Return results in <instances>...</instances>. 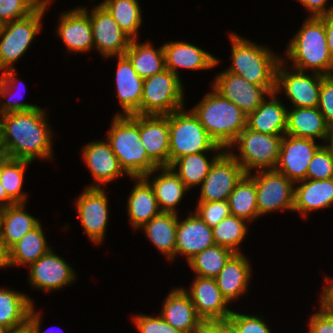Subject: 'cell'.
I'll use <instances>...</instances> for the list:
<instances>
[{
	"mask_svg": "<svg viewBox=\"0 0 333 333\" xmlns=\"http://www.w3.org/2000/svg\"><path fill=\"white\" fill-rule=\"evenodd\" d=\"M209 227H214L220 221L231 215L230 206L227 200L197 202L194 211Z\"/></svg>",
	"mask_w": 333,
	"mask_h": 333,
	"instance_id": "cell-45",
	"label": "cell"
},
{
	"mask_svg": "<svg viewBox=\"0 0 333 333\" xmlns=\"http://www.w3.org/2000/svg\"><path fill=\"white\" fill-rule=\"evenodd\" d=\"M181 77L165 69L144 79L140 115H169L185 108Z\"/></svg>",
	"mask_w": 333,
	"mask_h": 333,
	"instance_id": "cell-7",
	"label": "cell"
},
{
	"mask_svg": "<svg viewBox=\"0 0 333 333\" xmlns=\"http://www.w3.org/2000/svg\"><path fill=\"white\" fill-rule=\"evenodd\" d=\"M7 333H36L32 324L27 320L24 324L11 328Z\"/></svg>",
	"mask_w": 333,
	"mask_h": 333,
	"instance_id": "cell-59",
	"label": "cell"
},
{
	"mask_svg": "<svg viewBox=\"0 0 333 333\" xmlns=\"http://www.w3.org/2000/svg\"><path fill=\"white\" fill-rule=\"evenodd\" d=\"M32 12L23 0H0V25L27 17Z\"/></svg>",
	"mask_w": 333,
	"mask_h": 333,
	"instance_id": "cell-49",
	"label": "cell"
},
{
	"mask_svg": "<svg viewBox=\"0 0 333 333\" xmlns=\"http://www.w3.org/2000/svg\"><path fill=\"white\" fill-rule=\"evenodd\" d=\"M16 204L6 193L0 182V209Z\"/></svg>",
	"mask_w": 333,
	"mask_h": 333,
	"instance_id": "cell-60",
	"label": "cell"
},
{
	"mask_svg": "<svg viewBox=\"0 0 333 333\" xmlns=\"http://www.w3.org/2000/svg\"><path fill=\"white\" fill-rule=\"evenodd\" d=\"M318 109L333 128V75L325 76L321 81Z\"/></svg>",
	"mask_w": 333,
	"mask_h": 333,
	"instance_id": "cell-48",
	"label": "cell"
},
{
	"mask_svg": "<svg viewBox=\"0 0 333 333\" xmlns=\"http://www.w3.org/2000/svg\"><path fill=\"white\" fill-rule=\"evenodd\" d=\"M324 145L329 149L333 158V128L330 129L329 135L327 136Z\"/></svg>",
	"mask_w": 333,
	"mask_h": 333,
	"instance_id": "cell-61",
	"label": "cell"
},
{
	"mask_svg": "<svg viewBox=\"0 0 333 333\" xmlns=\"http://www.w3.org/2000/svg\"><path fill=\"white\" fill-rule=\"evenodd\" d=\"M211 86L247 115L260 106L266 99V95L269 96L270 93L275 92V88H263L227 70L218 73Z\"/></svg>",
	"mask_w": 333,
	"mask_h": 333,
	"instance_id": "cell-14",
	"label": "cell"
},
{
	"mask_svg": "<svg viewBox=\"0 0 333 333\" xmlns=\"http://www.w3.org/2000/svg\"><path fill=\"white\" fill-rule=\"evenodd\" d=\"M229 318L236 324L239 333H271L262 317L241 314L232 310Z\"/></svg>",
	"mask_w": 333,
	"mask_h": 333,
	"instance_id": "cell-47",
	"label": "cell"
},
{
	"mask_svg": "<svg viewBox=\"0 0 333 333\" xmlns=\"http://www.w3.org/2000/svg\"><path fill=\"white\" fill-rule=\"evenodd\" d=\"M56 32L68 52L85 53L94 48L93 33L87 8L75 7L60 14Z\"/></svg>",
	"mask_w": 333,
	"mask_h": 333,
	"instance_id": "cell-18",
	"label": "cell"
},
{
	"mask_svg": "<svg viewBox=\"0 0 333 333\" xmlns=\"http://www.w3.org/2000/svg\"><path fill=\"white\" fill-rule=\"evenodd\" d=\"M245 175L242 166L226 150L212 164L209 174L201 183L198 202L224 201Z\"/></svg>",
	"mask_w": 333,
	"mask_h": 333,
	"instance_id": "cell-12",
	"label": "cell"
},
{
	"mask_svg": "<svg viewBox=\"0 0 333 333\" xmlns=\"http://www.w3.org/2000/svg\"><path fill=\"white\" fill-rule=\"evenodd\" d=\"M227 201L231 215L241 217L248 222L260 217L256 199V184L248 174H245L236 184Z\"/></svg>",
	"mask_w": 333,
	"mask_h": 333,
	"instance_id": "cell-38",
	"label": "cell"
},
{
	"mask_svg": "<svg viewBox=\"0 0 333 333\" xmlns=\"http://www.w3.org/2000/svg\"><path fill=\"white\" fill-rule=\"evenodd\" d=\"M138 1L104 0L100 3L131 39H137L138 29L142 23V12Z\"/></svg>",
	"mask_w": 333,
	"mask_h": 333,
	"instance_id": "cell-39",
	"label": "cell"
},
{
	"mask_svg": "<svg viewBox=\"0 0 333 333\" xmlns=\"http://www.w3.org/2000/svg\"><path fill=\"white\" fill-rule=\"evenodd\" d=\"M184 291L190 296L197 314L206 323L214 319H226L232 313L222 296L215 278L195 276L190 288Z\"/></svg>",
	"mask_w": 333,
	"mask_h": 333,
	"instance_id": "cell-19",
	"label": "cell"
},
{
	"mask_svg": "<svg viewBox=\"0 0 333 333\" xmlns=\"http://www.w3.org/2000/svg\"><path fill=\"white\" fill-rule=\"evenodd\" d=\"M41 313L36 312L34 305L32 306V308L30 309L29 315H28V321L32 324V326L34 327V330L36 333H41ZM46 333V332H45Z\"/></svg>",
	"mask_w": 333,
	"mask_h": 333,
	"instance_id": "cell-56",
	"label": "cell"
},
{
	"mask_svg": "<svg viewBox=\"0 0 333 333\" xmlns=\"http://www.w3.org/2000/svg\"><path fill=\"white\" fill-rule=\"evenodd\" d=\"M33 11H46L53 0H23Z\"/></svg>",
	"mask_w": 333,
	"mask_h": 333,
	"instance_id": "cell-55",
	"label": "cell"
},
{
	"mask_svg": "<svg viewBox=\"0 0 333 333\" xmlns=\"http://www.w3.org/2000/svg\"><path fill=\"white\" fill-rule=\"evenodd\" d=\"M191 110L184 108L169 114V167L178 159L201 152H222Z\"/></svg>",
	"mask_w": 333,
	"mask_h": 333,
	"instance_id": "cell-6",
	"label": "cell"
},
{
	"mask_svg": "<svg viewBox=\"0 0 333 333\" xmlns=\"http://www.w3.org/2000/svg\"><path fill=\"white\" fill-rule=\"evenodd\" d=\"M333 178V158L329 149L323 144L309 163L306 179L324 180Z\"/></svg>",
	"mask_w": 333,
	"mask_h": 333,
	"instance_id": "cell-44",
	"label": "cell"
},
{
	"mask_svg": "<svg viewBox=\"0 0 333 333\" xmlns=\"http://www.w3.org/2000/svg\"><path fill=\"white\" fill-rule=\"evenodd\" d=\"M251 264L242 253H234L215 277L222 296L228 303L247 293L250 286Z\"/></svg>",
	"mask_w": 333,
	"mask_h": 333,
	"instance_id": "cell-26",
	"label": "cell"
},
{
	"mask_svg": "<svg viewBox=\"0 0 333 333\" xmlns=\"http://www.w3.org/2000/svg\"><path fill=\"white\" fill-rule=\"evenodd\" d=\"M0 98L6 99L3 100L0 107V115L11 113V112H19V111H28L32 109L38 108L37 105L28 104L25 102L19 101V99H9L12 98V94L15 93V89L18 83V79L16 76L17 72L15 69H6L0 72ZM25 87V86H24ZM14 96V95H13ZM18 97V96H17ZM23 98V95L21 96Z\"/></svg>",
	"mask_w": 333,
	"mask_h": 333,
	"instance_id": "cell-43",
	"label": "cell"
},
{
	"mask_svg": "<svg viewBox=\"0 0 333 333\" xmlns=\"http://www.w3.org/2000/svg\"><path fill=\"white\" fill-rule=\"evenodd\" d=\"M302 6L310 11L309 17H320L333 12V5L326 8L328 0H298Z\"/></svg>",
	"mask_w": 333,
	"mask_h": 333,
	"instance_id": "cell-51",
	"label": "cell"
},
{
	"mask_svg": "<svg viewBox=\"0 0 333 333\" xmlns=\"http://www.w3.org/2000/svg\"><path fill=\"white\" fill-rule=\"evenodd\" d=\"M30 161L11 159L0 169V182L4 187L7 195L15 203H26L27 193L22 192L24 182V173Z\"/></svg>",
	"mask_w": 333,
	"mask_h": 333,
	"instance_id": "cell-42",
	"label": "cell"
},
{
	"mask_svg": "<svg viewBox=\"0 0 333 333\" xmlns=\"http://www.w3.org/2000/svg\"><path fill=\"white\" fill-rule=\"evenodd\" d=\"M308 326V333H333V316L320 308L318 312L312 314Z\"/></svg>",
	"mask_w": 333,
	"mask_h": 333,
	"instance_id": "cell-50",
	"label": "cell"
},
{
	"mask_svg": "<svg viewBox=\"0 0 333 333\" xmlns=\"http://www.w3.org/2000/svg\"><path fill=\"white\" fill-rule=\"evenodd\" d=\"M42 224L27 232L19 241L9 248L10 267L15 265L30 266L41 256L45 255L51 246L46 241Z\"/></svg>",
	"mask_w": 333,
	"mask_h": 333,
	"instance_id": "cell-35",
	"label": "cell"
},
{
	"mask_svg": "<svg viewBox=\"0 0 333 333\" xmlns=\"http://www.w3.org/2000/svg\"><path fill=\"white\" fill-rule=\"evenodd\" d=\"M133 321L139 333H182L168 324L160 315L149 316L139 314L133 316Z\"/></svg>",
	"mask_w": 333,
	"mask_h": 333,
	"instance_id": "cell-46",
	"label": "cell"
},
{
	"mask_svg": "<svg viewBox=\"0 0 333 333\" xmlns=\"http://www.w3.org/2000/svg\"><path fill=\"white\" fill-rule=\"evenodd\" d=\"M89 19L93 33L94 47L100 55L110 58L124 55L131 38L120 28L110 13L98 4L90 10Z\"/></svg>",
	"mask_w": 333,
	"mask_h": 333,
	"instance_id": "cell-15",
	"label": "cell"
},
{
	"mask_svg": "<svg viewBox=\"0 0 333 333\" xmlns=\"http://www.w3.org/2000/svg\"><path fill=\"white\" fill-rule=\"evenodd\" d=\"M74 204L88 238L95 244L101 243L109 222L108 197L103 187L86 186Z\"/></svg>",
	"mask_w": 333,
	"mask_h": 333,
	"instance_id": "cell-13",
	"label": "cell"
},
{
	"mask_svg": "<svg viewBox=\"0 0 333 333\" xmlns=\"http://www.w3.org/2000/svg\"><path fill=\"white\" fill-rule=\"evenodd\" d=\"M157 171L159 175H154L153 180L149 181L151 175L155 174ZM144 178L153 187L155 197L161 211L178 214L176 207L179 205L184 197V194L189 191V189L179 179V176L174 172V170L169 166L158 167L153 172L146 174Z\"/></svg>",
	"mask_w": 333,
	"mask_h": 333,
	"instance_id": "cell-30",
	"label": "cell"
},
{
	"mask_svg": "<svg viewBox=\"0 0 333 333\" xmlns=\"http://www.w3.org/2000/svg\"><path fill=\"white\" fill-rule=\"evenodd\" d=\"M283 136L259 133L246 127L230 147L237 146L239 155L228 151L242 166L245 174H250L253 169L272 170L278 161Z\"/></svg>",
	"mask_w": 333,
	"mask_h": 333,
	"instance_id": "cell-8",
	"label": "cell"
},
{
	"mask_svg": "<svg viewBox=\"0 0 333 333\" xmlns=\"http://www.w3.org/2000/svg\"><path fill=\"white\" fill-rule=\"evenodd\" d=\"M12 159L10 151L0 138V169Z\"/></svg>",
	"mask_w": 333,
	"mask_h": 333,
	"instance_id": "cell-58",
	"label": "cell"
},
{
	"mask_svg": "<svg viewBox=\"0 0 333 333\" xmlns=\"http://www.w3.org/2000/svg\"><path fill=\"white\" fill-rule=\"evenodd\" d=\"M136 180L127 201V210L134 230L140 229L154 216L161 213L153 187L144 177H131Z\"/></svg>",
	"mask_w": 333,
	"mask_h": 333,
	"instance_id": "cell-31",
	"label": "cell"
},
{
	"mask_svg": "<svg viewBox=\"0 0 333 333\" xmlns=\"http://www.w3.org/2000/svg\"><path fill=\"white\" fill-rule=\"evenodd\" d=\"M51 248L45 255L29 266L28 281L38 290H61L75 281V271Z\"/></svg>",
	"mask_w": 333,
	"mask_h": 333,
	"instance_id": "cell-17",
	"label": "cell"
},
{
	"mask_svg": "<svg viewBox=\"0 0 333 333\" xmlns=\"http://www.w3.org/2000/svg\"><path fill=\"white\" fill-rule=\"evenodd\" d=\"M234 252L226 247L214 244L199 252L187 263L195 276L215 278Z\"/></svg>",
	"mask_w": 333,
	"mask_h": 333,
	"instance_id": "cell-40",
	"label": "cell"
},
{
	"mask_svg": "<svg viewBox=\"0 0 333 333\" xmlns=\"http://www.w3.org/2000/svg\"><path fill=\"white\" fill-rule=\"evenodd\" d=\"M140 139L158 167L169 166V115H140Z\"/></svg>",
	"mask_w": 333,
	"mask_h": 333,
	"instance_id": "cell-21",
	"label": "cell"
},
{
	"mask_svg": "<svg viewBox=\"0 0 333 333\" xmlns=\"http://www.w3.org/2000/svg\"><path fill=\"white\" fill-rule=\"evenodd\" d=\"M118 64L116 70V96L120 102L123 113L116 115H140V103L143 94L142 79L135 69L129 58L124 55H118Z\"/></svg>",
	"mask_w": 333,
	"mask_h": 333,
	"instance_id": "cell-24",
	"label": "cell"
},
{
	"mask_svg": "<svg viewBox=\"0 0 333 333\" xmlns=\"http://www.w3.org/2000/svg\"><path fill=\"white\" fill-rule=\"evenodd\" d=\"M195 333H216L207 323H204Z\"/></svg>",
	"mask_w": 333,
	"mask_h": 333,
	"instance_id": "cell-62",
	"label": "cell"
},
{
	"mask_svg": "<svg viewBox=\"0 0 333 333\" xmlns=\"http://www.w3.org/2000/svg\"><path fill=\"white\" fill-rule=\"evenodd\" d=\"M256 184V199L259 216L280 210L293 212L295 182L282 173L272 170H260L248 174Z\"/></svg>",
	"mask_w": 333,
	"mask_h": 333,
	"instance_id": "cell-10",
	"label": "cell"
},
{
	"mask_svg": "<svg viewBox=\"0 0 333 333\" xmlns=\"http://www.w3.org/2000/svg\"><path fill=\"white\" fill-rule=\"evenodd\" d=\"M229 36L232 64L227 71L263 88H276V71L282 58L268 47L257 45L236 33H229Z\"/></svg>",
	"mask_w": 333,
	"mask_h": 333,
	"instance_id": "cell-5",
	"label": "cell"
},
{
	"mask_svg": "<svg viewBox=\"0 0 333 333\" xmlns=\"http://www.w3.org/2000/svg\"><path fill=\"white\" fill-rule=\"evenodd\" d=\"M107 141L128 177H144L158 168L141 143L139 114H115Z\"/></svg>",
	"mask_w": 333,
	"mask_h": 333,
	"instance_id": "cell-4",
	"label": "cell"
},
{
	"mask_svg": "<svg viewBox=\"0 0 333 333\" xmlns=\"http://www.w3.org/2000/svg\"><path fill=\"white\" fill-rule=\"evenodd\" d=\"M284 64L287 63L282 58L276 71L275 92L285 91L293 107H318L321 81L325 76L314 72L309 75L296 69L288 72Z\"/></svg>",
	"mask_w": 333,
	"mask_h": 333,
	"instance_id": "cell-11",
	"label": "cell"
},
{
	"mask_svg": "<svg viewBox=\"0 0 333 333\" xmlns=\"http://www.w3.org/2000/svg\"><path fill=\"white\" fill-rule=\"evenodd\" d=\"M247 223L248 221L241 217L227 216L212 227L214 243L226 247L234 253H241L239 246L248 232Z\"/></svg>",
	"mask_w": 333,
	"mask_h": 333,
	"instance_id": "cell-41",
	"label": "cell"
},
{
	"mask_svg": "<svg viewBox=\"0 0 333 333\" xmlns=\"http://www.w3.org/2000/svg\"><path fill=\"white\" fill-rule=\"evenodd\" d=\"M277 93H270L260 106L247 115V128L264 134L285 135L288 108L277 98Z\"/></svg>",
	"mask_w": 333,
	"mask_h": 333,
	"instance_id": "cell-27",
	"label": "cell"
},
{
	"mask_svg": "<svg viewBox=\"0 0 333 333\" xmlns=\"http://www.w3.org/2000/svg\"><path fill=\"white\" fill-rule=\"evenodd\" d=\"M8 329L0 325V333H7Z\"/></svg>",
	"mask_w": 333,
	"mask_h": 333,
	"instance_id": "cell-63",
	"label": "cell"
},
{
	"mask_svg": "<svg viewBox=\"0 0 333 333\" xmlns=\"http://www.w3.org/2000/svg\"><path fill=\"white\" fill-rule=\"evenodd\" d=\"M24 209L25 203L0 209V235L8 248L40 224V220Z\"/></svg>",
	"mask_w": 333,
	"mask_h": 333,
	"instance_id": "cell-33",
	"label": "cell"
},
{
	"mask_svg": "<svg viewBox=\"0 0 333 333\" xmlns=\"http://www.w3.org/2000/svg\"><path fill=\"white\" fill-rule=\"evenodd\" d=\"M320 18L325 26L328 50L330 55L333 57V12L326 13L320 16Z\"/></svg>",
	"mask_w": 333,
	"mask_h": 333,
	"instance_id": "cell-54",
	"label": "cell"
},
{
	"mask_svg": "<svg viewBox=\"0 0 333 333\" xmlns=\"http://www.w3.org/2000/svg\"><path fill=\"white\" fill-rule=\"evenodd\" d=\"M327 286L322 289L320 298V308L327 314L333 316V278L326 276Z\"/></svg>",
	"mask_w": 333,
	"mask_h": 333,
	"instance_id": "cell-52",
	"label": "cell"
},
{
	"mask_svg": "<svg viewBox=\"0 0 333 333\" xmlns=\"http://www.w3.org/2000/svg\"><path fill=\"white\" fill-rule=\"evenodd\" d=\"M190 214V215H189ZM177 222L175 258L178 254L186 256L187 262L199 252L213 246L212 227H209L195 212Z\"/></svg>",
	"mask_w": 333,
	"mask_h": 333,
	"instance_id": "cell-22",
	"label": "cell"
},
{
	"mask_svg": "<svg viewBox=\"0 0 333 333\" xmlns=\"http://www.w3.org/2000/svg\"><path fill=\"white\" fill-rule=\"evenodd\" d=\"M286 56L294 69L324 76L333 75V57L330 55L325 26L320 17H307L286 47Z\"/></svg>",
	"mask_w": 333,
	"mask_h": 333,
	"instance_id": "cell-2",
	"label": "cell"
},
{
	"mask_svg": "<svg viewBox=\"0 0 333 333\" xmlns=\"http://www.w3.org/2000/svg\"><path fill=\"white\" fill-rule=\"evenodd\" d=\"M330 129L318 107H293L287 111L286 135L326 142Z\"/></svg>",
	"mask_w": 333,
	"mask_h": 333,
	"instance_id": "cell-29",
	"label": "cell"
},
{
	"mask_svg": "<svg viewBox=\"0 0 333 333\" xmlns=\"http://www.w3.org/2000/svg\"><path fill=\"white\" fill-rule=\"evenodd\" d=\"M204 153L208 154V152H201L198 154L185 155L178 158L170 166L189 190L192 187L200 186L209 174L212 164L222 154L218 152L213 156L211 161H209Z\"/></svg>",
	"mask_w": 333,
	"mask_h": 333,
	"instance_id": "cell-37",
	"label": "cell"
},
{
	"mask_svg": "<svg viewBox=\"0 0 333 333\" xmlns=\"http://www.w3.org/2000/svg\"><path fill=\"white\" fill-rule=\"evenodd\" d=\"M166 69L179 76L178 69L206 70L217 66L219 59L209 52L186 43L185 41H173L163 44Z\"/></svg>",
	"mask_w": 333,
	"mask_h": 333,
	"instance_id": "cell-25",
	"label": "cell"
},
{
	"mask_svg": "<svg viewBox=\"0 0 333 333\" xmlns=\"http://www.w3.org/2000/svg\"><path fill=\"white\" fill-rule=\"evenodd\" d=\"M216 333H237L236 324L230 319H214L206 322Z\"/></svg>",
	"mask_w": 333,
	"mask_h": 333,
	"instance_id": "cell-53",
	"label": "cell"
},
{
	"mask_svg": "<svg viewBox=\"0 0 333 333\" xmlns=\"http://www.w3.org/2000/svg\"><path fill=\"white\" fill-rule=\"evenodd\" d=\"M83 160L89 169L95 183L88 187L106 186L107 183L115 181L120 176L127 173L120 166V163L112 151L111 145L107 140L92 141L82 150Z\"/></svg>",
	"mask_w": 333,
	"mask_h": 333,
	"instance_id": "cell-20",
	"label": "cell"
},
{
	"mask_svg": "<svg viewBox=\"0 0 333 333\" xmlns=\"http://www.w3.org/2000/svg\"><path fill=\"white\" fill-rule=\"evenodd\" d=\"M46 110L38 106L28 111L0 115V138L12 159L34 162L53 156V132L49 128Z\"/></svg>",
	"mask_w": 333,
	"mask_h": 333,
	"instance_id": "cell-1",
	"label": "cell"
},
{
	"mask_svg": "<svg viewBox=\"0 0 333 333\" xmlns=\"http://www.w3.org/2000/svg\"><path fill=\"white\" fill-rule=\"evenodd\" d=\"M295 186L293 211L304 218L309 211L326 209L333 205V178L324 180L304 179Z\"/></svg>",
	"mask_w": 333,
	"mask_h": 333,
	"instance_id": "cell-28",
	"label": "cell"
},
{
	"mask_svg": "<svg viewBox=\"0 0 333 333\" xmlns=\"http://www.w3.org/2000/svg\"><path fill=\"white\" fill-rule=\"evenodd\" d=\"M177 222L178 214L161 212L141 227L151 243L172 262L175 260Z\"/></svg>",
	"mask_w": 333,
	"mask_h": 333,
	"instance_id": "cell-32",
	"label": "cell"
},
{
	"mask_svg": "<svg viewBox=\"0 0 333 333\" xmlns=\"http://www.w3.org/2000/svg\"><path fill=\"white\" fill-rule=\"evenodd\" d=\"M322 146L309 138L284 135L274 170L293 182L306 179L307 169L316 151Z\"/></svg>",
	"mask_w": 333,
	"mask_h": 333,
	"instance_id": "cell-16",
	"label": "cell"
},
{
	"mask_svg": "<svg viewBox=\"0 0 333 333\" xmlns=\"http://www.w3.org/2000/svg\"><path fill=\"white\" fill-rule=\"evenodd\" d=\"M46 11H33L27 17L0 25V72L15 69L21 58L41 30Z\"/></svg>",
	"mask_w": 333,
	"mask_h": 333,
	"instance_id": "cell-9",
	"label": "cell"
},
{
	"mask_svg": "<svg viewBox=\"0 0 333 333\" xmlns=\"http://www.w3.org/2000/svg\"><path fill=\"white\" fill-rule=\"evenodd\" d=\"M125 55L142 79L161 73L166 69L163 45L156 49L148 40L146 43H139L138 38L131 39Z\"/></svg>",
	"mask_w": 333,
	"mask_h": 333,
	"instance_id": "cell-34",
	"label": "cell"
},
{
	"mask_svg": "<svg viewBox=\"0 0 333 333\" xmlns=\"http://www.w3.org/2000/svg\"><path fill=\"white\" fill-rule=\"evenodd\" d=\"M190 109L207 131L210 138L226 150L247 126V114L237 105L222 97L213 88ZM227 148V149H226Z\"/></svg>",
	"mask_w": 333,
	"mask_h": 333,
	"instance_id": "cell-3",
	"label": "cell"
},
{
	"mask_svg": "<svg viewBox=\"0 0 333 333\" xmlns=\"http://www.w3.org/2000/svg\"><path fill=\"white\" fill-rule=\"evenodd\" d=\"M10 267L9 264V248L5 245V242L0 235V268Z\"/></svg>",
	"mask_w": 333,
	"mask_h": 333,
	"instance_id": "cell-57",
	"label": "cell"
},
{
	"mask_svg": "<svg viewBox=\"0 0 333 333\" xmlns=\"http://www.w3.org/2000/svg\"><path fill=\"white\" fill-rule=\"evenodd\" d=\"M159 315L182 333H195L205 323L184 288H174L169 292Z\"/></svg>",
	"mask_w": 333,
	"mask_h": 333,
	"instance_id": "cell-23",
	"label": "cell"
},
{
	"mask_svg": "<svg viewBox=\"0 0 333 333\" xmlns=\"http://www.w3.org/2000/svg\"><path fill=\"white\" fill-rule=\"evenodd\" d=\"M33 305L25 293L0 288V325L9 330L24 324Z\"/></svg>",
	"mask_w": 333,
	"mask_h": 333,
	"instance_id": "cell-36",
	"label": "cell"
}]
</instances>
